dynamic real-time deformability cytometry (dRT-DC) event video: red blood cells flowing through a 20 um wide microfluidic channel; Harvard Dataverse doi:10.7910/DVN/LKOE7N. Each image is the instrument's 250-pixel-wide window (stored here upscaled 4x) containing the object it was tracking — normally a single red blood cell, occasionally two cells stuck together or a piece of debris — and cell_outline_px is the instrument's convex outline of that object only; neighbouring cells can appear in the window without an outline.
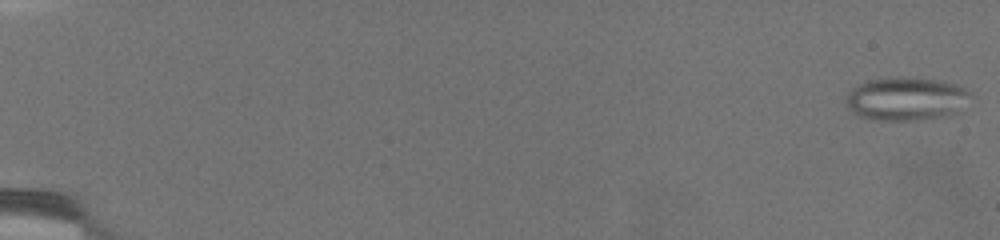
{"species": "common noctule bat (a hibernating species)", "species_latin": "Nyctalus noctula", "temperature_condition": "warm", "stored_images_in_passage": 73, "camera_frame_rate_fps": 3000, "um_per_image_px": 0.085, "animal": {"sex": "female", "body_mass_g": 19.5, "forearm_length_mm": 54.1}, "frame": {"image": 1, "passage_image": 1, "time_ms": 0.0, "image_size_px": [1000, 240], "cell_outline_px": [[972, 96], [960, 112], [940, 116], [916, 120], [872, 120], [856, 116], [848, 108], [844, 100], [848, 92], [852, 88], [868, 80], [900, 76], [936, 80], [956, 84], [972, 92]], "centroid_in_image_um": [77.01, 8.4], "position_along_channel_um": 8.0, "area_um2": 31.79}}
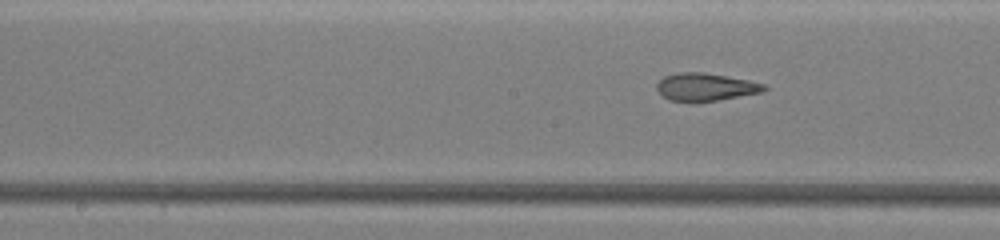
{"frame": {"image": 2, "passage_image": 40, "time_ms": 13.0, "image_size_px": [1000, 240], "cell_outline_px": [[768, 88], [760, 92], [696, 104], [692, 104], [668, 100], [656, 88], [656, 84], [664, 76], [676, 72], [704, 72], [748, 80], [764, 84]], "centroid_in_image_um": [59.9, 7.41], "position_along_channel_um": 188.3, "area_um2": 17.63}}
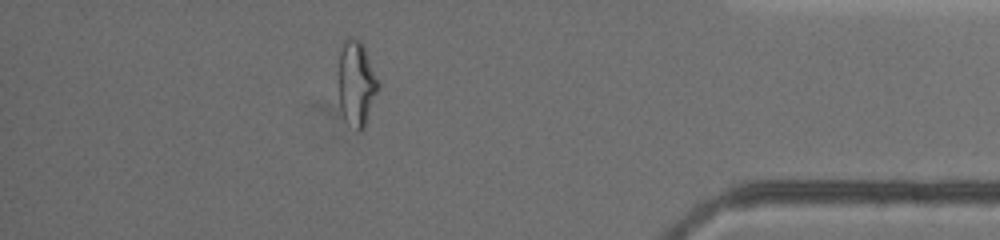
{"frame": {"image": 3, "passage_image": 65, "time_ms": 21.333, "image_size_px": [1000, 240], "cell_outline_px": [[380, 88], [364, 128], [356, 128], [344, 116], [340, 108], [340, 52], [344, 40], [348, 36], [352, 36], [364, 44], [380, 84]], "centroid_in_image_um": [30.34, 7.02], "position_along_channel_um": 404.9, "area_um2": 19.36}, "authors_computed_cell_mechanics": {"area_um2": 20.9814, "velocity_mm_per_s": 2.9841, "shape_relaxation_time_tau1_ms": null, "shape_relaxation_time_tau2_ms": 2.1233, "deformation_change_tau1": null, "deformation_change_tau2": 0.1075}}